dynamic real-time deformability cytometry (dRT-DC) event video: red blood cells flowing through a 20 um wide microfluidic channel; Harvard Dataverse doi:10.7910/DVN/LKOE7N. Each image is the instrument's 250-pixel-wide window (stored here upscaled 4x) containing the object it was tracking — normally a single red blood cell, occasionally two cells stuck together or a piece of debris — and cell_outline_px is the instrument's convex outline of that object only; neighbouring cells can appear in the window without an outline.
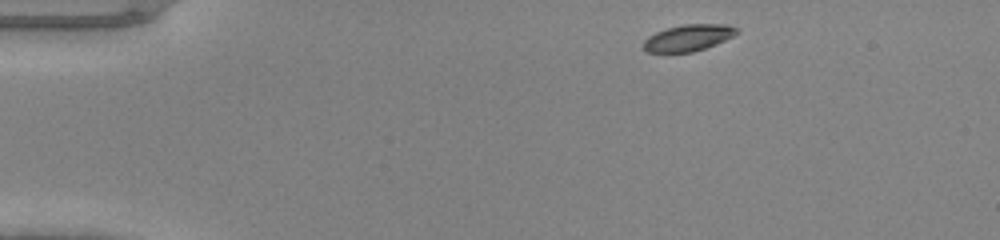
{"species": "common noctule bat (a hibernating species)", "species_latin": "Nyctalus noctula", "temperature_condition": "warm", "stored_images_in_passage": 42, "camera_frame_rate_fps": 3000, "um_per_image_px": 0.085, "animal": {"sex": "male", "body_mass_g": 20.0, "forearm_length_mm": 53.3}, "frame": {"image": 1, "passage_image": 1, "time_ms": 0.0, "image_size_px": [1000, 240], "cell_outline_px": [[740, 32], [724, 40], [704, 48], [692, 52], [648, 52], [644, 48], [644, 40], [648, 36], [656, 32], [668, 28], [684, 24], [728, 24], [736, 28]], "centroid_in_image_um": [58.51, 3.2], "position_along_channel_um": 26.5, "area_um2": 14.16}}
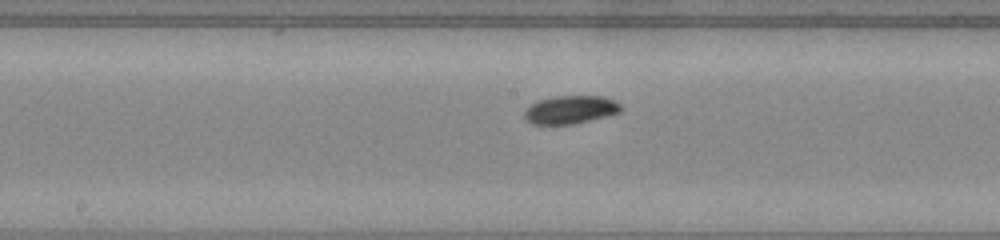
{"frame": {"image": 2, "passage_image": 19, "time_ms": 6.0, "image_size_px": [1000, 240], "cell_outline_px": [[624, 108], [620, 112], [572, 124], [532, 124], [524, 116], [524, 112], [536, 100], [556, 96], [604, 96], [616, 100]], "centroid_in_image_um": [48.51, 9.3], "position_along_channel_um": 199.7, "area_um2": 15.72}}
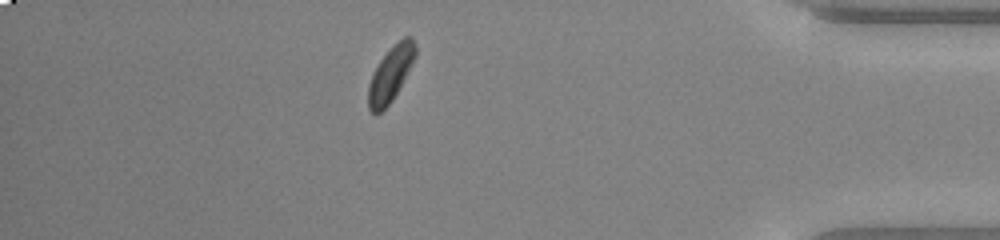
{"frame": {"image": 3, "passage_image": 36, "time_ms": 11.667, "image_size_px": [1000, 240], "cell_outline_px": [[416, 56], [412, 64], [392, 100], [376, 116], [368, 108], [368, 84], [372, 72], [380, 60], [404, 36], [412, 36], [416, 48]], "centroid_in_image_um": [33.18, 6.31], "position_along_channel_um": 402.0, "area_um2": 14.85}}